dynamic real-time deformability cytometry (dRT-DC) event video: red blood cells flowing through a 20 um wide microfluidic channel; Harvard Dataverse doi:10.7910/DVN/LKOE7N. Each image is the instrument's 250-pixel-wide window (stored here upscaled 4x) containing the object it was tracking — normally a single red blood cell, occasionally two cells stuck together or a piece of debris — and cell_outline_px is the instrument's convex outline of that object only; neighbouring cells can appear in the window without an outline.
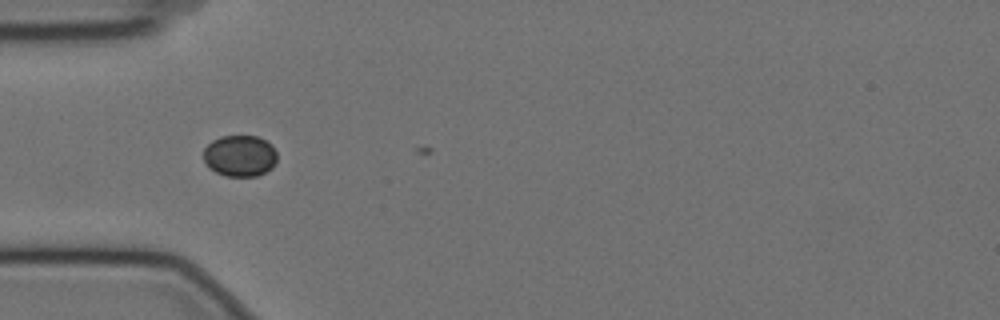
{"species": "Egyptian fruit bat (a non-hibernating species)", "species_latin": "Rousettus aegyptiacus", "temperature_condition": "cold", "stored_images_in_passage": 5, "camera_frame_rate_fps": 3000, "um_per_image_px": 0.085, "animal": {"sex": "female"}, "frame": {"image": 1, "passage_image": 4, "time_ms": 1.0, "image_size_px": [1000, 320], "cell_outline_px": [[276, 160], [272, 168], [256, 176], [224, 176], [208, 168], [204, 160], [204, 148], [212, 140], [220, 136], [256, 136], [272, 144], [276, 152]], "centroid_in_image_um": [20.37, 13.24], "position_along_channel_um": 64.6, "area_um2": 17.8}}